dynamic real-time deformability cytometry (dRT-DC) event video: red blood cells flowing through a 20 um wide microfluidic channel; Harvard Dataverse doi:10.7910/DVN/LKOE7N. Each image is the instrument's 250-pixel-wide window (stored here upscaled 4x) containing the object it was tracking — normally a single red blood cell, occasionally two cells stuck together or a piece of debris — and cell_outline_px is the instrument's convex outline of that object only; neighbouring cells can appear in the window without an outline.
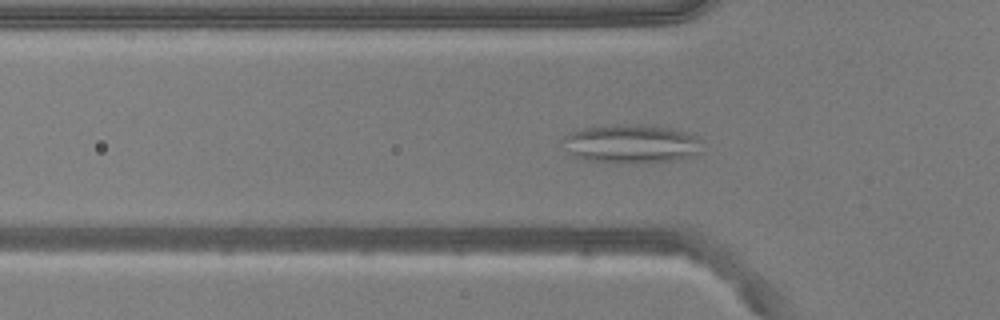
{"species": "common noctule bat (a hibernating species)", "species_latin": "Nyctalus noctula", "temperature_condition": "warm", "stored_images_in_passage": 46, "camera_frame_rate_fps": 3000, "um_per_image_px": 0.085, "animal": {"sex": "male", "body_mass_g": 20.5, "forearm_length_mm": 52.5}, "frame": {"image": 1, "passage_image": 9, "time_ms": 2.667, "image_size_px": [1000, 320], "cell_outline_px": [[704, 152], [696, 156], [672, 160], [636, 164], [628, 164], [584, 160], [572, 156], [560, 140], [564, 136], [572, 132], [584, 128], [616, 124], [652, 124], [692, 132], [700, 140]], "centroid_in_image_um": [53.72, 12.22], "position_along_channel_um": 72.1, "area_um2": 32.48}}
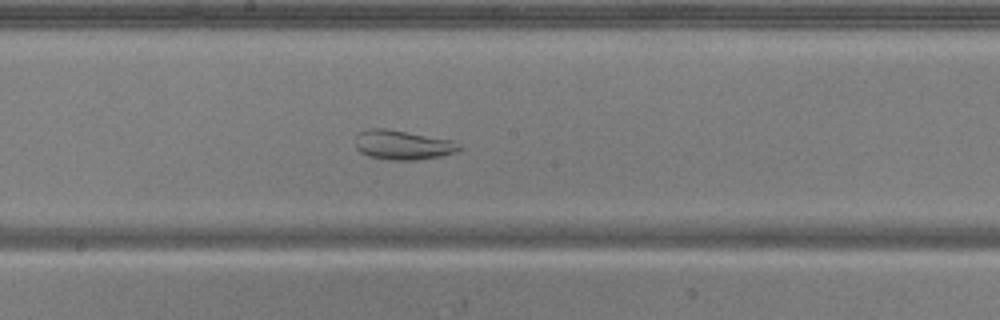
{"frame": {"image": 2, "passage_image": 20, "time_ms": 6.333, "image_size_px": [1000, 320], "cell_outline_px": [[464, 148], [456, 152], [440, 156], [416, 160], [388, 160], [368, 156], [360, 152], [356, 148], [356, 136], [360, 132], [368, 128], [384, 128], [452, 140], [460, 144]], "centroid_in_image_um": [34.24, 12.33], "position_along_channel_um": 214.0, "area_um2": 17.86}}
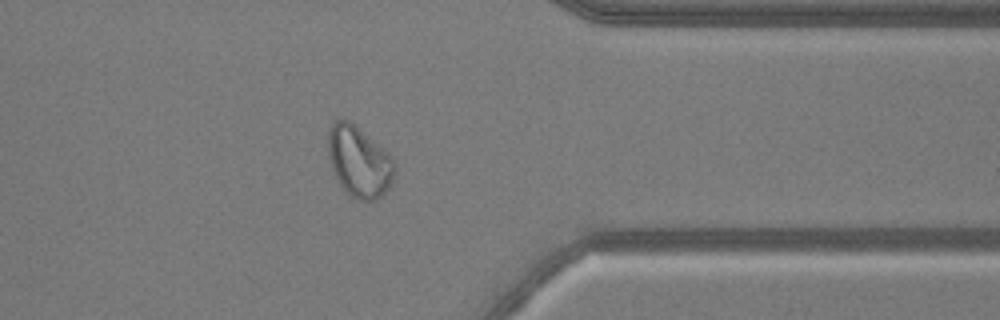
{"frame": {"image": 3, "passage_image": 34, "time_ms": 11.0, "image_size_px": [1000, 320], "cell_outline_px": [[396, 172], [388, 188], [376, 200], [360, 200], [348, 196], [340, 184], [332, 168], [328, 152], [328, 128], [332, 120], [340, 116], [348, 120], [388, 152], [392, 156], [396, 164]], "centroid_in_image_um": [30.51, 13.71], "position_along_channel_um": 380.9, "area_um2": 27.69}, "authors_computed_cell_mechanics": {"area_um2": 27.5417, "velocity_mm_per_s": 3.834, "shape_relaxation_time_tau1_ms": null, "shape_relaxation_time_tau2_ms": 0.9308, "deformation_change_tau1": null, "deformation_change_tau2": 0.0738}}